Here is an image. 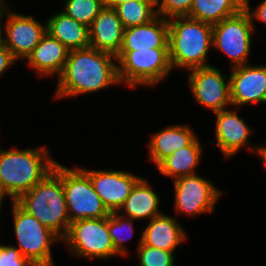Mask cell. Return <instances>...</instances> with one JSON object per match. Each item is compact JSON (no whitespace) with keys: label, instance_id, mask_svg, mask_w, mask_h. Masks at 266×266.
Segmentation results:
<instances>
[{"label":"cell","instance_id":"cell-11","mask_svg":"<svg viewBox=\"0 0 266 266\" xmlns=\"http://www.w3.org/2000/svg\"><path fill=\"white\" fill-rule=\"evenodd\" d=\"M4 20L0 42L17 60L23 61L46 34V21L42 23L32 15L19 14L12 8L7 12Z\"/></svg>","mask_w":266,"mask_h":266},{"label":"cell","instance_id":"cell-3","mask_svg":"<svg viewBox=\"0 0 266 266\" xmlns=\"http://www.w3.org/2000/svg\"><path fill=\"white\" fill-rule=\"evenodd\" d=\"M168 50L172 69L191 70L211 66L213 25L188 16L168 19Z\"/></svg>","mask_w":266,"mask_h":266},{"label":"cell","instance_id":"cell-21","mask_svg":"<svg viewBox=\"0 0 266 266\" xmlns=\"http://www.w3.org/2000/svg\"><path fill=\"white\" fill-rule=\"evenodd\" d=\"M159 204L160 196L152 189L150 182L142 177L117 213L133 220L148 219L150 221L163 213L159 210Z\"/></svg>","mask_w":266,"mask_h":266},{"label":"cell","instance_id":"cell-13","mask_svg":"<svg viewBox=\"0 0 266 266\" xmlns=\"http://www.w3.org/2000/svg\"><path fill=\"white\" fill-rule=\"evenodd\" d=\"M82 169L89 175L94 190L110 213L118 212L135 184L142 178L126 170Z\"/></svg>","mask_w":266,"mask_h":266},{"label":"cell","instance_id":"cell-34","mask_svg":"<svg viewBox=\"0 0 266 266\" xmlns=\"http://www.w3.org/2000/svg\"><path fill=\"white\" fill-rule=\"evenodd\" d=\"M10 9V3L5 0H0V33L4 24L2 21H4L3 19H5V16Z\"/></svg>","mask_w":266,"mask_h":266},{"label":"cell","instance_id":"cell-28","mask_svg":"<svg viewBox=\"0 0 266 266\" xmlns=\"http://www.w3.org/2000/svg\"><path fill=\"white\" fill-rule=\"evenodd\" d=\"M136 250L138 266H175V253L144 245L142 235H140Z\"/></svg>","mask_w":266,"mask_h":266},{"label":"cell","instance_id":"cell-26","mask_svg":"<svg viewBox=\"0 0 266 266\" xmlns=\"http://www.w3.org/2000/svg\"><path fill=\"white\" fill-rule=\"evenodd\" d=\"M135 221L136 220L124 217L117 212H113L108 216L109 233L114 250L120 255V257H126L130 254L129 248H127L125 242L133 238V225Z\"/></svg>","mask_w":266,"mask_h":266},{"label":"cell","instance_id":"cell-8","mask_svg":"<svg viewBox=\"0 0 266 266\" xmlns=\"http://www.w3.org/2000/svg\"><path fill=\"white\" fill-rule=\"evenodd\" d=\"M255 29L244 8L213 25L212 48L229 58L231 68L248 64Z\"/></svg>","mask_w":266,"mask_h":266},{"label":"cell","instance_id":"cell-35","mask_svg":"<svg viewBox=\"0 0 266 266\" xmlns=\"http://www.w3.org/2000/svg\"><path fill=\"white\" fill-rule=\"evenodd\" d=\"M255 154L260 156L259 158L264 164V168H266V143L260 144L255 150Z\"/></svg>","mask_w":266,"mask_h":266},{"label":"cell","instance_id":"cell-31","mask_svg":"<svg viewBox=\"0 0 266 266\" xmlns=\"http://www.w3.org/2000/svg\"><path fill=\"white\" fill-rule=\"evenodd\" d=\"M244 8L248 12L254 26L256 25L254 20L260 21L266 26V0L261 1L254 10L250 6V0H244Z\"/></svg>","mask_w":266,"mask_h":266},{"label":"cell","instance_id":"cell-10","mask_svg":"<svg viewBox=\"0 0 266 266\" xmlns=\"http://www.w3.org/2000/svg\"><path fill=\"white\" fill-rule=\"evenodd\" d=\"M173 181L175 215L198 217L212 214L216 203L224 194L210 179L198 174L182 176Z\"/></svg>","mask_w":266,"mask_h":266},{"label":"cell","instance_id":"cell-6","mask_svg":"<svg viewBox=\"0 0 266 266\" xmlns=\"http://www.w3.org/2000/svg\"><path fill=\"white\" fill-rule=\"evenodd\" d=\"M10 204L17 249L34 266H54L52 245L62 240L15 201Z\"/></svg>","mask_w":266,"mask_h":266},{"label":"cell","instance_id":"cell-19","mask_svg":"<svg viewBox=\"0 0 266 266\" xmlns=\"http://www.w3.org/2000/svg\"><path fill=\"white\" fill-rule=\"evenodd\" d=\"M169 22L156 16L148 23L126 28L120 51L168 48Z\"/></svg>","mask_w":266,"mask_h":266},{"label":"cell","instance_id":"cell-23","mask_svg":"<svg viewBox=\"0 0 266 266\" xmlns=\"http://www.w3.org/2000/svg\"><path fill=\"white\" fill-rule=\"evenodd\" d=\"M201 144L197 136L189 145L173 152L157 166L159 173L171 177L172 180L197 174L203 154Z\"/></svg>","mask_w":266,"mask_h":266},{"label":"cell","instance_id":"cell-1","mask_svg":"<svg viewBox=\"0 0 266 266\" xmlns=\"http://www.w3.org/2000/svg\"><path fill=\"white\" fill-rule=\"evenodd\" d=\"M120 84L116 56L92 47L69 50L54 99L95 93Z\"/></svg>","mask_w":266,"mask_h":266},{"label":"cell","instance_id":"cell-14","mask_svg":"<svg viewBox=\"0 0 266 266\" xmlns=\"http://www.w3.org/2000/svg\"><path fill=\"white\" fill-rule=\"evenodd\" d=\"M231 109V110H230ZM227 108L215 112V141L216 147L225 158L236 156L241 148L250 149L253 154L259 145L249 144L252 129L238 115L239 108Z\"/></svg>","mask_w":266,"mask_h":266},{"label":"cell","instance_id":"cell-25","mask_svg":"<svg viewBox=\"0 0 266 266\" xmlns=\"http://www.w3.org/2000/svg\"><path fill=\"white\" fill-rule=\"evenodd\" d=\"M114 9L125 29L148 23L157 16L156 1H127Z\"/></svg>","mask_w":266,"mask_h":266},{"label":"cell","instance_id":"cell-29","mask_svg":"<svg viewBox=\"0 0 266 266\" xmlns=\"http://www.w3.org/2000/svg\"><path fill=\"white\" fill-rule=\"evenodd\" d=\"M193 0H156L157 15L165 19L187 16Z\"/></svg>","mask_w":266,"mask_h":266},{"label":"cell","instance_id":"cell-30","mask_svg":"<svg viewBox=\"0 0 266 266\" xmlns=\"http://www.w3.org/2000/svg\"><path fill=\"white\" fill-rule=\"evenodd\" d=\"M0 266H34L16 246L0 243Z\"/></svg>","mask_w":266,"mask_h":266},{"label":"cell","instance_id":"cell-4","mask_svg":"<svg viewBox=\"0 0 266 266\" xmlns=\"http://www.w3.org/2000/svg\"><path fill=\"white\" fill-rule=\"evenodd\" d=\"M46 146L6 150L0 148V183L15 201L53 170L57 160Z\"/></svg>","mask_w":266,"mask_h":266},{"label":"cell","instance_id":"cell-27","mask_svg":"<svg viewBox=\"0 0 266 266\" xmlns=\"http://www.w3.org/2000/svg\"><path fill=\"white\" fill-rule=\"evenodd\" d=\"M62 12L77 22L92 25L93 20L103 8L101 0H66Z\"/></svg>","mask_w":266,"mask_h":266},{"label":"cell","instance_id":"cell-12","mask_svg":"<svg viewBox=\"0 0 266 266\" xmlns=\"http://www.w3.org/2000/svg\"><path fill=\"white\" fill-rule=\"evenodd\" d=\"M227 77L212 65L189 70L188 87L195 102L213 113L231 107L230 80Z\"/></svg>","mask_w":266,"mask_h":266},{"label":"cell","instance_id":"cell-18","mask_svg":"<svg viewBox=\"0 0 266 266\" xmlns=\"http://www.w3.org/2000/svg\"><path fill=\"white\" fill-rule=\"evenodd\" d=\"M143 229L141 235L144 245L173 253L188 240V234L182 225L164 212L148 221Z\"/></svg>","mask_w":266,"mask_h":266},{"label":"cell","instance_id":"cell-22","mask_svg":"<svg viewBox=\"0 0 266 266\" xmlns=\"http://www.w3.org/2000/svg\"><path fill=\"white\" fill-rule=\"evenodd\" d=\"M46 32L69 50L89 47V27L62 11L46 20Z\"/></svg>","mask_w":266,"mask_h":266},{"label":"cell","instance_id":"cell-20","mask_svg":"<svg viewBox=\"0 0 266 266\" xmlns=\"http://www.w3.org/2000/svg\"><path fill=\"white\" fill-rule=\"evenodd\" d=\"M197 137L187 124H172L151 135L148 157L156 167L173 152L189 145Z\"/></svg>","mask_w":266,"mask_h":266},{"label":"cell","instance_id":"cell-7","mask_svg":"<svg viewBox=\"0 0 266 266\" xmlns=\"http://www.w3.org/2000/svg\"><path fill=\"white\" fill-rule=\"evenodd\" d=\"M69 253L76 257L107 260L120 255L114 250L108 229V217L84 219L70 223L66 236L62 239Z\"/></svg>","mask_w":266,"mask_h":266},{"label":"cell","instance_id":"cell-32","mask_svg":"<svg viewBox=\"0 0 266 266\" xmlns=\"http://www.w3.org/2000/svg\"><path fill=\"white\" fill-rule=\"evenodd\" d=\"M18 60L13 54L0 42V77L6 73L8 68Z\"/></svg>","mask_w":266,"mask_h":266},{"label":"cell","instance_id":"cell-24","mask_svg":"<svg viewBox=\"0 0 266 266\" xmlns=\"http://www.w3.org/2000/svg\"><path fill=\"white\" fill-rule=\"evenodd\" d=\"M242 9L244 0H193L187 16L214 25Z\"/></svg>","mask_w":266,"mask_h":266},{"label":"cell","instance_id":"cell-33","mask_svg":"<svg viewBox=\"0 0 266 266\" xmlns=\"http://www.w3.org/2000/svg\"><path fill=\"white\" fill-rule=\"evenodd\" d=\"M127 1H156V0H101V3L104 8L114 9L118 5L125 3Z\"/></svg>","mask_w":266,"mask_h":266},{"label":"cell","instance_id":"cell-15","mask_svg":"<svg viewBox=\"0 0 266 266\" xmlns=\"http://www.w3.org/2000/svg\"><path fill=\"white\" fill-rule=\"evenodd\" d=\"M230 98L232 107L266 103V65L245 64L231 69Z\"/></svg>","mask_w":266,"mask_h":266},{"label":"cell","instance_id":"cell-5","mask_svg":"<svg viewBox=\"0 0 266 266\" xmlns=\"http://www.w3.org/2000/svg\"><path fill=\"white\" fill-rule=\"evenodd\" d=\"M116 60L120 84L128 88L157 86L173 71L168 48L119 51Z\"/></svg>","mask_w":266,"mask_h":266},{"label":"cell","instance_id":"cell-17","mask_svg":"<svg viewBox=\"0 0 266 266\" xmlns=\"http://www.w3.org/2000/svg\"><path fill=\"white\" fill-rule=\"evenodd\" d=\"M68 54L69 49L46 32L25 61L40 78L42 76L58 78L64 69Z\"/></svg>","mask_w":266,"mask_h":266},{"label":"cell","instance_id":"cell-2","mask_svg":"<svg viewBox=\"0 0 266 266\" xmlns=\"http://www.w3.org/2000/svg\"><path fill=\"white\" fill-rule=\"evenodd\" d=\"M15 202L61 240L66 236L70 219L63 188V164L57 161L52 171Z\"/></svg>","mask_w":266,"mask_h":266},{"label":"cell","instance_id":"cell-9","mask_svg":"<svg viewBox=\"0 0 266 266\" xmlns=\"http://www.w3.org/2000/svg\"><path fill=\"white\" fill-rule=\"evenodd\" d=\"M63 188L70 223L105 218L111 214L82 167L63 166Z\"/></svg>","mask_w":266,"mask_h":266},{"label":"cell","instance_id":"cell-16","mask_svg":"<svg viewBox=\"0 0 266 266\" xmlns=\"http://www.w3.org/2000/svg\"><path fill=\"white\" fill-rule=\"evenodd\" d=\"M125 27L115 9L102 8L89 27V46L117 55L120 51Z\"/></svg>","mask_w":266,"mask_h":266},{"label":"cell","instance_id":"cell-36","mask_svg":"<svg viewBox=\"0 0 266 266\" xmlns=\"http://www.w3.org/2000/svg\"><path fill=\"white\" fill-rule=\"evenodd\" d=\"M9 198L11 202L14 200L11 198V196L6 192V190L3 188V186L0 183V214H1V208L3 207V201L5 198Z\"/></svg>","mask_w":266,"mask_h":266}]
</instances>
